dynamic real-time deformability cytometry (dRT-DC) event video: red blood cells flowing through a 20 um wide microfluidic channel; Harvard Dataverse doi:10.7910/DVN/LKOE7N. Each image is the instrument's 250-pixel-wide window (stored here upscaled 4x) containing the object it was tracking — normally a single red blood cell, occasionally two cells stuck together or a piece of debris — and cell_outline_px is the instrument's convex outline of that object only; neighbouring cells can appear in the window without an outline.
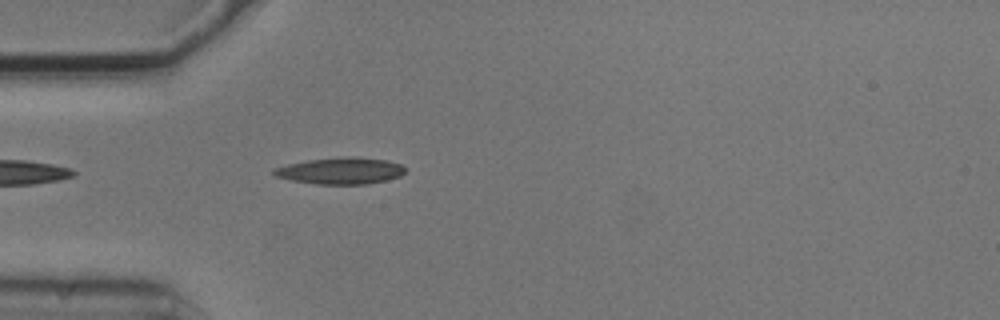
{"species": "common noctule bat (a hibernating species)", "species_latin": "Nyctalus noctula", "temperature_condition": "cold", "stored_images_in_passage": 1, "camera_frame_rate_fps": 3000, "um_per_image_px": 0.085, "animal": {"sex": "male", "body_mass_g": 20.5, "forearm_length_mm": 52.5}, "frame": {"image": 1, "passage_image": 1, "time_ms": 0.0, "image_size_px": [1000, 320], "cell_outline_px": [[408, 168], [400, 176], [388, 180], [368, 184], [316, 184], [292, 180], [276, 176], [272, 172], [276, 168], [288, 164], [308, 160], [344, 156], [356, 156], [384, 160], [400, 164]], "centroid_in_image_um": [29.0, 14.51], "position_along_channel_um": 56.0, "area_um2": 20.35}}